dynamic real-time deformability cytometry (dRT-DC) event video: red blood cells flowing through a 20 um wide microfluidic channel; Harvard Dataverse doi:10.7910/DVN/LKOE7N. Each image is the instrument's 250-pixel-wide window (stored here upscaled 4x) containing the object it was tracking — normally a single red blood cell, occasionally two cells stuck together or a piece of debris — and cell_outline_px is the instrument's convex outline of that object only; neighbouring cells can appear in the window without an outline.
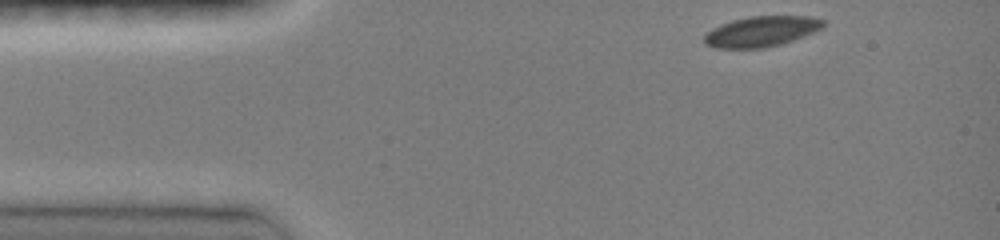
{"species": "common noctule bat (a hibernating species)", "species_latin": "Nyctalus noctula", "temperature_condition": "room temperature", "stored_images_in_passage": 38, "camera_frame_rate_fps": 3000, "um_per_image_px": 0.085, "animal": {"sex": "female", "body_mass_g": 19.0, "forearm_length_mm": 51.5}, "frame": {"image": 1, "passage_image": 1, "time_ms": 0.0, "image_size_px": [1000, 240], "cell_outline_px": [[824, 28], [804, 36], [780, 44], [764, 48], [712, 48], [704, 44], [704, 36], [712, 28], [732, 20], [752, 16], [812, 16], [824, 20]], "centroid_in_image_um": [64.72, 2.67], "position_along_channel_um": 20.3, "area_um2": 21.15}}
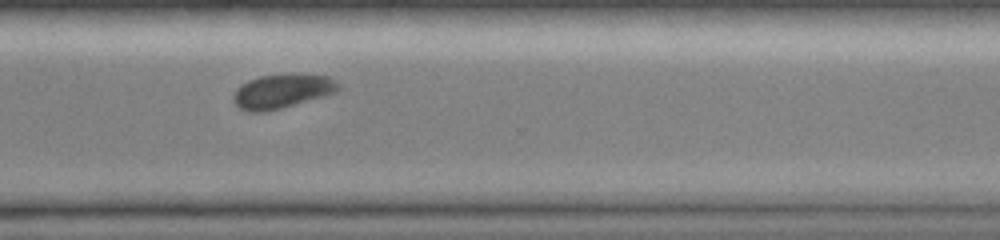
{"frame": {"image": 2, "passage_image": 30, "time_ms": 9.667, "image_size_px": [1000, 240], "cell_outline_px": [[340, 88], [336, 92], [324, 96], [280, 108], [264, 112], [248, 112], [240, 108], [232, 100], [232, 96], [236, 88], [240, 84], [248, 80], [260, 76], [328, 76], [336, 80], [340, 84]], "centroid_in_image_um": [23.93, 7.78], "position_along_channel_um": 346.7, "area_um2": 20.35}}
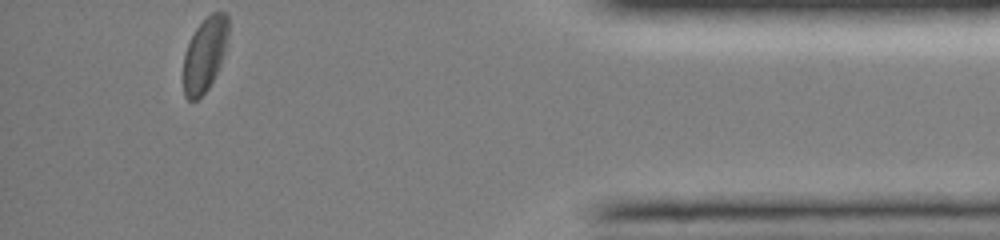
{"frame": {"image": 3, "passage_image": 38, "time_ms": 12.333, "image_size_px": [1000, 240], "cell_outline_px": [[228, 36], [224, 52], [220, 64], [208, 88], [196, 100], [188, 100], [184, 96], [184, 52], [196, 28], [212, 12], [224, 12], [228, 16]], "centroid_in_image_um": [17.4, 4.62], "position_along_channel_um": 417.8, "area_um2": 19.07}, "authors_computed_cell_mechanics": {"area_um2": 21.964, "velocity_mm_per_s": 4.0682, "shape_relaxation_time_tau1_ms": 6.3627, "shape_relaxation_time_tau2_ms": null, "deformation_change_tau1": 0.1334, "deformation_change_tau2": null}}